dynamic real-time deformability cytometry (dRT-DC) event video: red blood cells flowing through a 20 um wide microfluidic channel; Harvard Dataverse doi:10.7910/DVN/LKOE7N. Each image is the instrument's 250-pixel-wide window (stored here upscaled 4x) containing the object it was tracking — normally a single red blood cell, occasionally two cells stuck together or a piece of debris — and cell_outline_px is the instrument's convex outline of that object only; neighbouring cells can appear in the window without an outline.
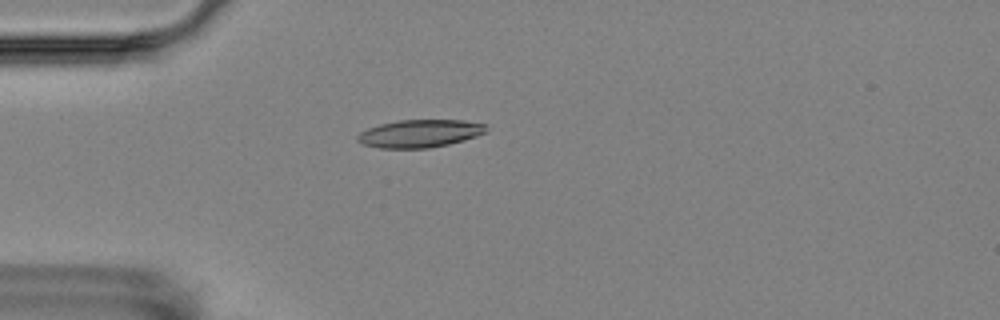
{"species": "Egyptian fruit bat (a non-hibernating species)", "species_latin": "Rousettus aegyptiacus", "temperature_condition": "room temperature", "stored_images_in_passage": 1, "camera_frame_rate_fps": 3000, "um_per_image_px": 0.085, "animal": {"sex": "female"}, "frame": {"image": 1, "passage_image": 1, "time_ms": 0.0, "image_size_px": [1000, 320], "cell_outline_px": [[488, 132], [464, 140], [448, 144], [428, 148], [380, 148], [364, 144], [356, 140], [356, 136], [360, 132], [368, 128], [380, 124], [400, 120], [464, 120], [488, 124]], "centroid_in_image_um": [35.72, 11.34], "position_along_channel_um": 49.3, "area_um2": 20.92}}